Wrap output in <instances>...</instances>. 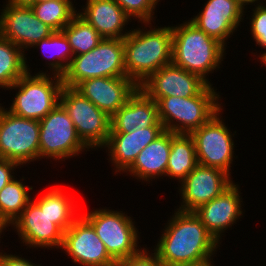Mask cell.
Returning a JSON list of instances; mask_svg holds the SVG:
<instances>
[{
    "label": "cell",
    "mask_w": 266,
    "mask_h": 266,
    "mask_svg": "<svg viewBox=\"0 0 266 266\" xmlns=\"http://www.w3.org/2000/svg\"><path fill=\"white\" fill-rule=\"evenodd\" d=\"M175 210L153 249L162 264L176 266L216 256L221 246L196 214Z\"/></svg>",
    "instance_id": "6da1fadb"
},
{
    "label": "cell",
    "mask_w": 266,
    "mask_h": 266,
    "mask_svg": "<svg viewBox=\"0 0 266 266\" xmlns=\"http://www.w3.org/2000/svg\"><path fill=\"white\" fill-rule=\"evenodd\" d=\"M123 44L126 77L138 86L152 73L172 63V29L169 25L159 27L144 23L140 28H131L123 38Z\"/></svg>",
    "instance_id": "7a4b0ae2"
},
{
    "label": "cell",
    "mask_w": 266,
    "mask_h": 266,
    "mask_svg": "<svg viewBox=\"0 0 266 266\" xmlns=\"http://www.w3.org/2000/svg\"><path fill=\"white\" fill-rule=\"evenodd\" d=\"M171 29L172 63L213 85L208 74L221 67L226 47L187 19Z\"/></svg>",
    "instance_id": "3957f363"
},
{
    "label": "cell",
    "mask_w": 266,
    "mask_h": 266,
    "mask_svg": "<svg viewBox=\"0 0 266 266\" xmlns=\"http://www.w3.org/2000/svg\"><path fill=\"white\" fill-rule=\"evenodd\" d=\"M207 85L198 95L189 98L162 97L156 103L164 130L175 134H191L208 122L223 106L220 92Z\"/></svg>",
    "instance_id": "277c9868"
},
{
    "label": "cell",
    "mask_w": 266,
    "mask_h": 266,
    "mask_svg": "<svg viewBox=\"0 0 266 266\" xmlns=\"http://www.w3.org/2000/svg\"><path fill=\"white\" fill-rule=\"evenodd\" d=\"M33 74L26 72L6 89L16 90L10 108L6 110L22 118L40 121L59 103L63 81L48 70Z\"/></svg>",
    "instance_id": "5b68a950"
},
{
    "label": "cell",
    "mask_w": 266,
    "mask_h": 266,
    "mask_svg": "<svg viewBox=\"0 0 266 266\" xmlns=\"http://www.w3.org/2000/svg\"><path fill=\"white\" fill-rule=\"evenodd\" d=\"M121 76H126L123 39L103 38L92 50L73 56L62 81L75 88L90 78Z\"/></svg>",
    "instance_id": "8992f818"
},
{
    "label": "cell",
    "mask_w": 266,
    "mask_h": 266,
    "mask_svg": "<svg viewBox=\"0 0 266 266\" xmlns=\"http://www.w3.org/2000/svg\"><path fill=\"white\" fill-rule=\"evenodd\" d=\"M95 229L106 246L109 256L117 263L138 253L139 230L131 216L123 211L96 208L88 213H80Z\"/></svg>",
    "instance_id": "52a82bcc"
},
{
    "label": "cell",
    "mask_w": 266,
    "mask_h": 266,
    "mask_svg": "<svg viewBox=\"0 0 266 266\" xmlns=\"http://www.w3.org/2000/svg\"><path fill=\"white\" fill-rule=\"evenodd\" d=\"M39 123V161L42 158L65 161L89 151V148L79 138L67 111L60 103Z\"/></svg>",
    "instance_id": "ba28073f"
},
{
    "label": "cell",
    "mask_w": 266,
    "mask_h": 266,
    "mask_svg": "<svg viewBox=\"0 0 266 266\" xmlns=\"http://www.w3.org/2000/svg\"><path fill=\"white\" fill-rule=\"evenodd\" d=\"M59 103L73 121L82 142L93 151L103 150L110 134L111 117L73 87L63 85Z\"/></svg>",
    "instance_id": "9c48e42d"
},
{
    "label": "cell",
    "mask_w": 266,
    "mask_h": 266,
    "mask_svg": "<svg viewBox=\"0 0 266 266\" xmlns=\"http://www.w3.org/2000/svg\"><path fill=\"white\" fill-rule=\"evenodd\" d=\"M40 123L0 109V158L13 160L24 167L39 161Z\"/></svg>",
    "instance_id": "30bf717a"
},
{
    "label": "cell",
    "mask_w": 266,
    "mask_h": 266,
    "mask_svg": "<svg viewBox=\"0 0 266 266\" xmlns=\"http://www.w3.org/2000/svg\"><path fill=\"white\" fill-rule=\"evenodd\" d=\"M222 108L208 122L194 130L190 135L195 142L198 164L220 169L230 177L231 164L235 160V137L222 118Z\"/></svg>",
    "instance_id": "8fae6325"
},
{
    "label": "cell",
    "mask_w": 266,
    "mask_h": 266,
    "mask_svg": "<svg viewBox=\"0 0 266 266\" xmlns=\"http://www.w3.org/2000/svg\"><path fill=\"white\" fill-rule=\"evenodd\" d=\"M72 258V263L80 266H116L109 256L106 246L96 234L93 226L80 215L64 232L61 248Z\"/></svg>",
    "instance_id": "7c38bea8"
},
{
    "label": "cell",
    "mask_w": 266,
    "mask_h": 266,
    "mask_svg": "<svg viewBox=\"0 0 266 266\" xmlns=\"http://www.w3.org/2000/svg\"><path fill=\"white\" fill-rule=\"evenodd\" d=\"M233 182L226 172L198 164L177 187L181 196L177 210L193 212L219 196Z\"/></svg>",
    "instance_id": "4fadbf2b"
},
{
    "label": "cell",
    "mask_w": 266,
    "mask_h": 266,
    "mask_svg": "<svg viewBox=\"0 0 266 266\" xmlns=\"http://www.w3.org/2000/svg\"><path fill=\"white\" fill-rule=\"evenodd\" d=\"M5 3L0 10V35L13 42L24 53L54 32L35 16L31 7Z\"/></svg>",
    "instance_id": "5bb4252c"
},
{
    "label": "cell",
    "mask_w": 266,
    "mask_h": 266,
    "mask_svg": "<svg viewBox=\"0 0 266 266\" xmlns=\"http://www.w3.org/2000/svg\"><path fill=\"white\" fill-rule=\"evenodd\" d=\"M11 227L16 229L23 246L26 245L29 249L47 248L55 250L56 248L61 250L62 248L64 231L53 223V220L46 214L45 208H39L32 200Z\"/></svg>",
    "instance_id": "9a60e30c"
},
{
    "label": "cell",
    "mask_w": 266,
    "mask_h": 266,
    "mask_svg": "<svg viewBox=\"0 0 266 266\" xmlns=\"http://www.w3.org/2000/svg\"><path fill=\"white\" fill-rule=\"evenodd\" d=\"M204 4L203 10L189 21L227 47L247 10L237 0H207Z\"/></svg>",
    "instance_id": "2e32d148"
},
{
    "label": "cell",
    "mask_w": 266,
    "mask_h": 266,
    "mask_svg": "<svg viewBox=\"0 0 266 266\" xmlns=\"http://www.w3.org/2000/svg\"><path fill=\"white\" fill-rule=\"evenodd\" d=\"M207 85L199 75L170 63L152 73L139 88L157 102L162 97H194Z\"/></svg>",
    "instance_id": "e0dca14e"
},
{
    "label": "cell",
    "mask_w": 266,
    "mask_h": 266,
    "mask_svg": "<svg viewBox=\"0 0 266 266\" xmlns=\"http://www.w3.org/2000/svg\"><path fill=\"white\" fill-rule=\"evenodd\" d=\"M238 183L233 182L219 196L199 206L193 212L207 231L221 244L225 230L232 228L243 217V199Z\"/></svg>",
    "instance_id": "ac0fdd59"
},
{
    "label": "cell",
    "mask_w": 266,
    "mask_h": 266,
    "mask_svg": "<svg viewBox=\"0 0 266 266\" xmlns=\"http://www.w3.org/2000/svg\"><path fill=\"white\" fill-rule=\"evenodd\" d=\"M139 86L126 76L97 77L80 82L75 89L112 117Z\"/></svg>",
    "instance_id": "d6986e66"
},
{
    "label": "cell",
    "mask_w": 266,
    "mask_h": 266,
    "mask_svg": "<svg viewBox=\"0 0 266 266\" xmlns=\"http://www.w3.org/2000/svg\"><path fill=\"white\" fill-rule=\"evenodd\" d=\"M164 127L136 128L130 133H110L103 149L109 156L114 174L124 173L132 166L140 151L164 132Z\"/></svg>",
    "instance_id": "ffe728a7"
},
{
    "label": "cell",
    "mask_w": 266,
    "mask_h": 266,
    "mask_svg": "<svg viewBox=\"0 0 266 266\" xmlns=\"http://www.w3.org/2000/svg\"><path fill=\"white\" fill-rule=\"evenodd\" d=\"M163 127L158 106L140 88L110 119V133H130L136 128Z\"/></svg>",
    "instance_id": "44dd1931"
},
{
    "label": "cell",
    "mask_w": 266,
    "mask_h": 266,
    "mask_svg": "<svg viewBox=\"0 0 266 266\" xmlns=\"http://www.w3.org/2000/svg\"><path fill=\"white\" fill-rule=\"evenodd\" d=\"M79 10L77 13L103 38L123 39L131 32L126 25L132 19L115 0H86Z\"/></svg>",
    "instance_id": "7402d4cb"
},
{
    "label": "cell",
    "mask_w": 266,
    "mask_h": 266,
    "mask_svg": "<svg viewBox=\"0 0 266 266\" xmlns=\"http://www.w3.org/2000/svg\"><path fill=\"white\" fill-rule=\"evenodd\" d=\"M170 151L171 132L165 130L140 151L132 166L126 171V174L131 175L133 178L135 177L143 183H149L156 178L163 179L166 175Z\"/></svg>",
    "instance_id": "603a6c76"
},
{
    "label": "cell",
    "mask_w": 266,
    "mask_h": 266,
    "mask_svg": "<svg viewBox=\"0 0 266 266\" xmlns=\"http://www.w3.org/2000/svg\"><path fill=\"white\" fill-rule=\"evenodd\" d=\"M62 187L55 185V187L49 188L43 195L40 194V198L32 201L39 207L45 208L46 214L53 223L57 224L64 232L73 224V222L80 216L76 205L77 201L72 199ZM75 202V204H74Z\"/></svg>",
    "instance_id": "cb8c5ba5"
},
{
    "label": "cell",
    "mask_w": 266,
    "mask_h": 266,
    "mask_svg": "<svg viewBox=\"0 0 266 266\" xmlns=\"http://www.w3.org/2000/svg\"><path fill=\"white\" fill-rule=\"evenodd\" d=\"M197 165L193 137L190 134H175L171 132V151L165 177L174 178L180 184Z\"/></svg>",
    "instance_id": "d4e9b609"
},
{
    "label": "cell",
    "mask_w": 266,
    "mask_h": 266,
    "mask_svg": "<svg viewBox=\"0 0 266 266\" xmlns=\"http://www.w3.org/2000/svg\"><path fill=\"white\" fill-rule=\"evenodd\" d=\"M24 179L25 177L17 180L14 177L0 190V229L3 232L21 215L32 199V192H29L33 187L25 185Z\"/></svg>",
    "instance_id": "484cf974"
},
{
    "label": "cell",
    "mask_w": 266,
    "mask_h": 266,
    "mask_svg": "<svg viewBox=\"0 0 266 266\" xmlns=\"http://www.w3.org/2000/svg\"><path fill=\"white\" fill-rule=\"evenodd\" d=\"M26 54L0 35V88L11 87L26 72H31ZM31 70V71H30Z\"/></svg>",
    "instance_id": "4316f807"
},
{
    "label": "cell",
    "mask_w": 266,
    "mask_h": 266,
    "mask_svg": "<svg viewBox=\"0 0 266 266\" xmlns=\"http://www.w3.org/2000/svg\"><path fill=\"white\" fill-rule=\"evenodd\" d=\"M31 48L41 49L42 54L46 55L45 58H49V62L45 63L49 65L48 69H51L49 74L60 77L65 74L74 56L68 39L62 31H54L48 38L40 40Z\"/></svg>",
    "instance_id": "83f0119b"
},
{
    "label": "cell",
    "mask_w": 266,
    "mask_h": 266,
    "mask_svg": "<svg viewBox=\"0 0 266 266\" xmlns=\"http://www.w3.org/2000/svg\"><path fill=\"white\" fill-rule=\"evenodd\" d=\"M61 31L68 39L74 56L87 53L103 40L95 28L78 13Z\"/></svg>",
    "instance_id": "f1b7e54d"
},
{
    "label": "cell",
    "mask_w": 266,
    "mask_h": 266,
    "mask_svg": "<svg viewBox=\"0 0 266 266\" xmlns=\"http://www.w3.org/2000/svg\"><path fill=\"white\" fill-rule=\"evenodd\" d=\"M75 6L72 0H52L35 3L31 9L43 23L54 31H61L77 14Z\"/></svg>",
    "instance_id": "f546056e"
},
{
    "label": "cell",
    "mask_w": 266,
    "mask_h": 266,
    "mask_svg": "<svg viewBox=\"0 0 266 266\" xmlns=\"http://www.w3.org/2000/svg\"><path fill=\"white\" fill-rule=\"evenodd\" d=\"M126 14L133 20L143 23H151L160 0H115Z\"/></svg>",
    "instance_id": "4dcf8cb0"
},
{
    "label": "cell",
    "mask_w": 266,
    "mask_h": 266,
    "mask_svg": "<svg viewBox=\"0 0 266 266\" xmlns=\"http://www.w3.org/2000/svg\"><path fill=\"white\" fill-rule=\"evenodd\" d=\"M251 13V18H249L251 38L256 42V45L264 49L260 54L256 52L255 55L260 57L266 52V3L255 5Z\"/></svg>",
    "instance_id": "1f68e13d"
},
{
    "label": "cell",
    "mask_w": 266,
    "mask_h": 266,
    "mask_svg": "<svg viewBox=\"0 0 266 266\" xmlns=\"http://www.w3.org/2000/svg\"><path fill=\"white\" fill-rule=\"evenodd\" d=\"M116 266H164L154 250L143 248L136 254L117 262Z\"/></svg>",
    "instance_id": "d6a6232c"
},
{
    "label": "cell",
    "mask_w": 266,
    "mask_h": 266,
    "mask_svg": "<svg viewBox=\"0 0 266 266\" xmlns=\"http://www.w3.org/2000/svg\"><path fill=\"white\" fill-rule=\"evenodd\" d=\"M21 167L13 160L0 158V190L15 177L16 168Z\"/></svg>",
    "instance_id": "836d02e7"
},
{
    "label": "cell",
    "mask_w": 266,
    "mask_h": 266,
    "mask_svg": "<svg viewBox=\"0 0 266 266\" xmlns=\"http://www.w3.org/2000/svg\"><path fill=\"white\" fill-rule=\"evenodd\" d=\"M0 251H2L0 252V266H42L22 257V255L5 253L3 250Z\"/></svg>",
    "instance_id": "e575fe53"
},
{
    "label": "cell",
    "mask_w": 266,
    "mask_h": 266,
    "mask_svg": "<svg viewBox=\"0 0 266 266\" xmlns=\"http://www.w3.org/2000/svg\"><path fill=\"white\" fill-rule=\"evenodd\" d=\"M7 3L16 6L31 7L35 4V0H5Z\"/></svg>",
    "instance_id": "d590c367"
},
{
    "label": "cell",
    "mask_w": 266,
    "mask_h": 266,
    "mask_svg": "<svg viewBox=\"0 0 266 266\" xmlns=\"http://www.w3.org/2000/svg\"><path fill=\"white\" fill-rule=\"evenodd\" d=\"M213 259L214 258H208L206 260H202L199 262H194V263H189V264H181V265H176V266H215V264L213 263L214 262Z\"/></svg>",
    "instance_id": "8d00e7d4"
},
{
    "label": "cell",
    "mask_w": 266,
    "mask_h": 266,
    "mask_svg": "<svg viewBox=\"0 0 266 266\" xmlns=\"http://www.w3.org/2000/svg\"><path fill=\"white\" fill-rule=\"evenodd\" d=\"M243 7L244 9L248 8L247 5H253L255 6V4H264V2L266 3V0H237ZM247 6V7H246Z\"/></svg>",
    "instance_id": "74e56055"
},
{
    "label": "cell",
    "mask_w": 266,
    "mask_h": 266,
    "mask_svg": "<svg viewBox=\"0 0 266 266\" xmlns=\"http://www.w3.org/2000/svg\"><path fill=\"white\" fill-rule=\"evenodd\" d=\"M259 61L261 62V64L265 65L266 66V52L263 53L259 58Z\"/></svg>",
    "instance_id": "f35d334b"
},
{
    "label": "cell",
    "mask_w": 266,
    "mask_h": 266,
    "mask_svg": "<svg viewBox=\"0 0 266 266\" xmlns=\"http://www.w3.org/2000/svg\"><path fill=\"white\" fill-rule=\"evenodd\" d=\"M45 1H52V0H35V3L45 2Z\"/></svg>",
    "instance_id": "ab89813d"
},
{
    "label": "cell",
    "mask_w": 266,
    "mask_h": 266,
    "mask_svg": "<svg viewBox=\"0 0 266 266\" xmlns=\"http://www.w3.org/2000/svg\"><path fill=\"white\" fill-rule=\"evenodd\" d=\"M4 232L0 229V238H1V235L3 234ZM1 240V239H0ZM1 243V242H0Z\"/></svg>",
    "instance_id": "60d3db41"
}]
</instances>
